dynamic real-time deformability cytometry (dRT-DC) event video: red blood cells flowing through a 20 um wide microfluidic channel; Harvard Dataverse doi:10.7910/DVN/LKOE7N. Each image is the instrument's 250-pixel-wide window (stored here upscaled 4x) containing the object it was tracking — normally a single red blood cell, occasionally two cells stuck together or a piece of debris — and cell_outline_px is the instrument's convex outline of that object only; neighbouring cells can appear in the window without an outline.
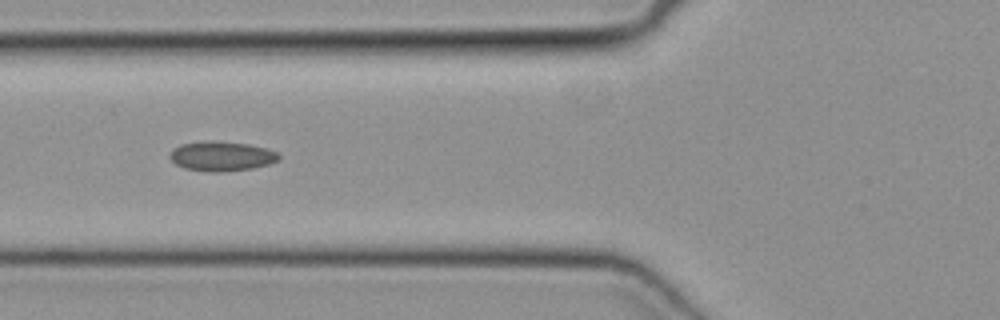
{"species": "common noctule bat (a hibernating species)", "species_latin": "Nyctalus noctula", "temperature_condition": "cold", "stored_images_in_passage": 45, "camera_frame_rate_fps": 3000, "um_per_image_px": 0.085, "animal": {"sex": "female", "body_mass_g": 19.3, "forearm_length_mm": 54.1}, "frame": {"image": 1, "passage_image": 14, "time_ms": 4.333, "image_size_px": [1000, 320], "cell_outline_px": [[280, 160], [268, 164], [252, 168], [224, 172], [212, 172], [184, 168], [176, 164], [168, 156], [172, 148], [180, 144], [204, 140], [216, 140], [248, 144], [268, 148], [276, 152], [280, 156]], "centroid_in_image_um": [18.81, 13.26], "position_along_channel_um": 107.0, "area_um2": 19.13}}
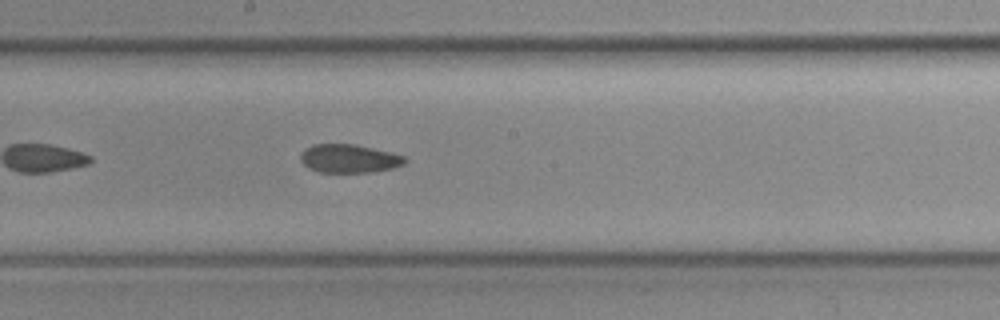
{"frame": {"image": 2, "passage_image": 22, "time_ms": 7.0, "image_size_px": [1000, 320], "cell_outline_px": [[408, 160], [404, 164], [392, 168], [376, 172], [320, 172], [308, 168], [300, 160], [300, 156], [312, 144], [356, 144], [392, 152], [404, 156]], "centroid_in_image_um": [29.72, 13.48], "position_along_channel_um": 218.5, "area_um2": 17.34}}
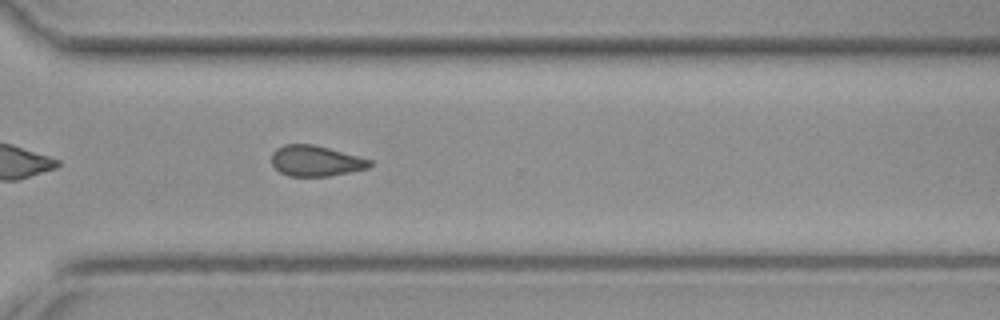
{"frame": {"image": 3, "passage_image": 31, "time_ms": 10.0, "image_size_px": [1000, 320], "cell_outline_px": [[372, 164], [368, 168], [328, 176], [288, 176], [280, 172], [272, 164], [272, 152], [276, 148], [284, 144], [312, 144], [328, 148], [372, 160]], "centroid_in_image_um": [26.81, 13.67], "position_along_channel_um": 343.8, "area_um2": 17.4}}